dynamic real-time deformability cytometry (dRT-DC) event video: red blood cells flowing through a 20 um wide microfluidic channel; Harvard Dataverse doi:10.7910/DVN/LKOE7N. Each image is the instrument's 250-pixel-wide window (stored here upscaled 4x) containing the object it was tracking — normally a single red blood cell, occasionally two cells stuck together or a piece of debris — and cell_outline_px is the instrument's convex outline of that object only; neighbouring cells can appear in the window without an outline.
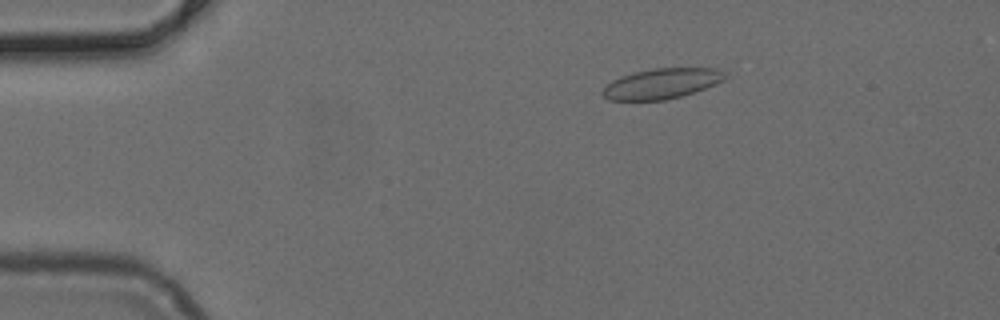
{"species": "common noctule bat (a hibernating species)", "species_latin": "Nyctalus noctula", "temperature_condition": "cold", "stored_images_in_passage": 28, "camera_frame_rate_fps": 3000, "um_per_image_px": 0.085, "animal": {"sex": "female", "body_mass_g": 24.6, "forearm_length_mm": 56.2}, "frame": {"image": 1, "passage_image": 9, "time_ms": 2.667, "image_size_px": [1000, 320], "cell_outline_px": [[728, 76], [724, 80], [716, 84], [680, 96], [664, 100], [608, 100], [600, 92], [612, 80], [620, 76], [632, 72], [652, 68], [720, 68], [728, 72]], "centroid_in_image_um": [56.27, 7.08], "position_along_channel_um": 28.7, "area_um2": 21.79}}
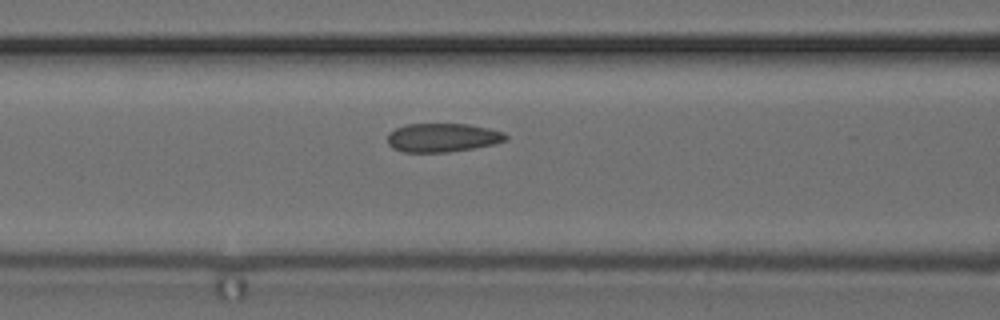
{"frame": {"image": 2, "passage_image": 21, "time_ms": 6.667, "image_size_px": [1000, 320], "cell_outline_px": [[508, 140], [492, 144], [472, 148], [448, 152], [404, 152], [392, 148], [388, 144], [388, 132], [404, 124], [468, 124], [488, 128], [504, 132], [508, 136]], "centroid_in_image_um": [37.6, 11.69], "position_along_channel_um": 129.0, "area_um2": 19.83}}
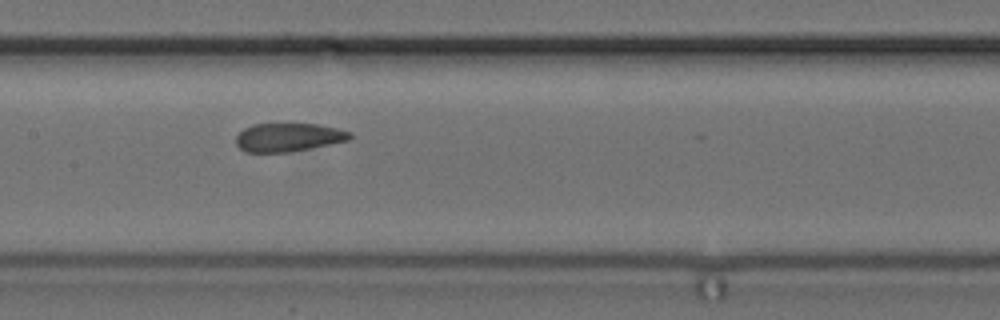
{"frame": {"image": 3, "passage_image": 25, "time_ms": 8.0, "image_size_px": [1000, 320], "cell_outline_px": [[352, 136], [348, 140], [288, 152], [244, 152], [236, 144], [236, 136], [244, 128], [252, 124], [320, 124], [352, 132]], "centroid_in_image_um": [24.48, 11.66], "position_along_channel_um": 182.9, "area_um2": 18.73}}